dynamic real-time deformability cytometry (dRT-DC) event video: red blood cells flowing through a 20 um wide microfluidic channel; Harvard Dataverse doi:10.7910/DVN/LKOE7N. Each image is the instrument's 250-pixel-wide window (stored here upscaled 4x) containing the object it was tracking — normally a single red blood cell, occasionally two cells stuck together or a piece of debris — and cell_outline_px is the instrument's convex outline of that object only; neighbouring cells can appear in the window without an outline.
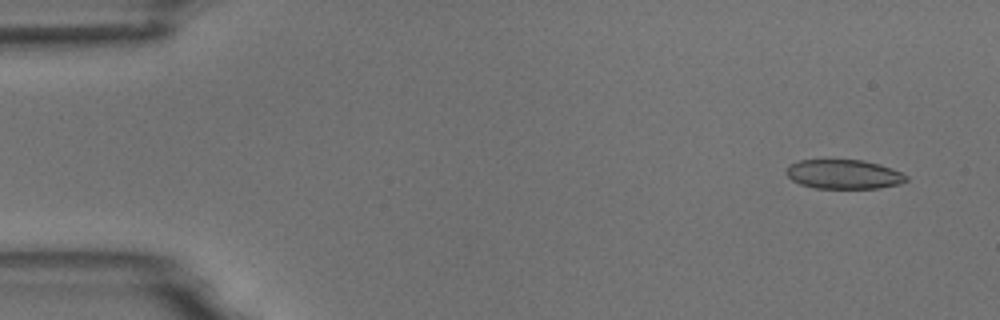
{"species": "common noctule bat (a hibernating species)", "species_latin": "Nyctalus noctula", "temperature_condition": "room temperature", "stored_images_in_passage": 6, "camera_frame_rate_fps": 3000, "um_per_image_px": 0.085, "animal": {"sex": "male", "body_mass_g": 18.8}, "frame": {"image": 1, "passage_image": 1, "time_ms": 0.0, "image_size_px": [1000, 320], "cell_outline_px": [[908, 180], [896, 184], [880, 188], [816, 188], [800, 184], [792, 180], [784, 172], [788, 164], [800, 160], [864, 160], [880, 164], [900, 172], [908, 176]], "centroid_in_image_um": [71.68, 14.8], "position_along_channel_um": 13.3, "area_um2": 20.46}}
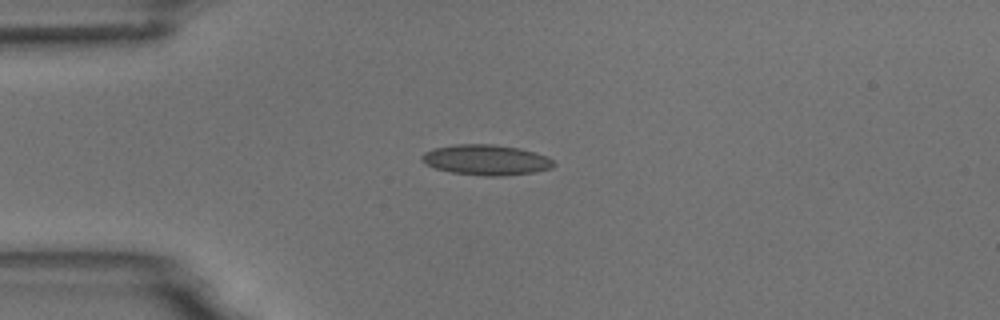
{"frame": {"image": 2, "passage_image": 4, "time_ms": 3.333, "image_size_px": [1000, 320], "cell_outline_px": [[556, 164], [552, 168], [532, 172], [500, 176], [488, 176], [452, 172], [436, 168], [420, 160], [420, 156], [424, 152], [432, 148], [456, 144], [492, 144], [520, 148], [548, 156]], "centroid_in_image_um": [41.32, 13.58], "position_along_channel_um": 43.7, "area_um2": 23.29}}